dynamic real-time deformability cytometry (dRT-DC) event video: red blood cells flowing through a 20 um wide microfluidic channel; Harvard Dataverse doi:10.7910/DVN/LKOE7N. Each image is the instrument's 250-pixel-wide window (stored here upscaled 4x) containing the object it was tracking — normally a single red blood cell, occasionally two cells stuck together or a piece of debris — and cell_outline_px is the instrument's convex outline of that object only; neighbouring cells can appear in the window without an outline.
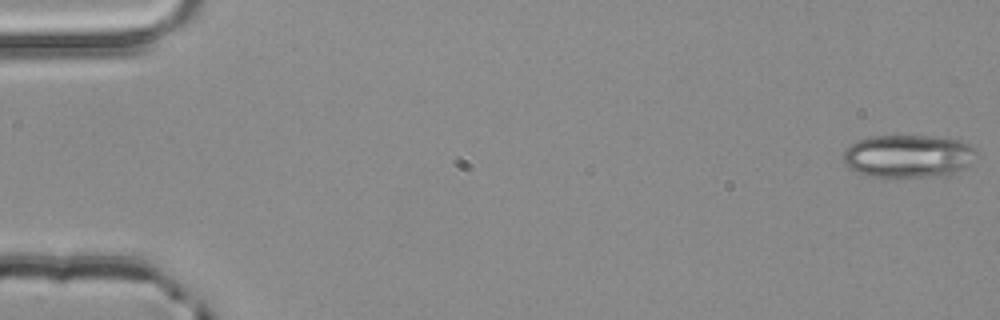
{"species": "common noctule bat (a hibernating species)", "species_latin": "Nyctalus noctula", "temperature_condition": "room temperature", "stored_images_in_passage": 4, "camera_frame_rate_fps": 3000, "um_per_image_px": 0.085, "animal": {"sex": "male", "body_mass_g": 20.4}, "frame": {"image": 1, "passage_image": 1, "time_ms": 0.0, "image_size_px": [1000, 320], "cell_outline_px": [[976, 152], [968, 164], [964, 168], [944, 176], [884, 180], [868, 176], [856, 172], [848, 168], [844, 164], [844, 152], [856, 140], [872, 136], [932, 136], [960, 140], [976, 148]], "centroid_in_image_um": [77.15, 13.32], "position_along_channel_um": 7.9, "area_um2": 34.1}}